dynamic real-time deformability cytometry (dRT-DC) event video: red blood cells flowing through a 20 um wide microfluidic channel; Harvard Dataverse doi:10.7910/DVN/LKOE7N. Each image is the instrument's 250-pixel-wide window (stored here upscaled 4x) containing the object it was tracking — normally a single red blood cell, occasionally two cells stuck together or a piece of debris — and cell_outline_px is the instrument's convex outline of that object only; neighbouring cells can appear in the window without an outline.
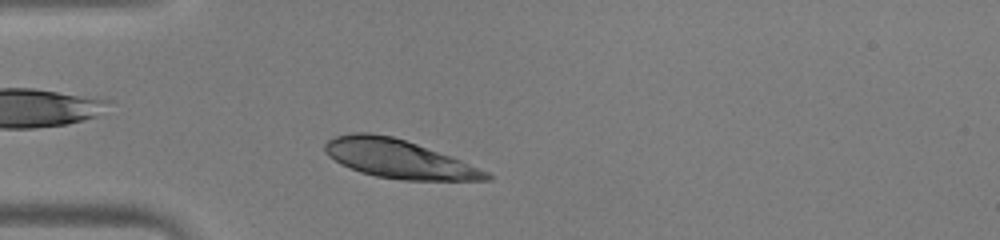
{"species": "human", "species_latin": "Homo sapiens", "temperature_condition": "warm", "stored_images_in_passage": 35, "camera_frame_rate_fps": 3000, "um_per_image_px": 0.085, "donor": {"sex": "male"}, "frame": {"image": 1, "passage_image": 4, "time_ms": 1.0, "image_size_px": [1000, 240], "cell_outline_px": [[492, 180], [400, 180], [376, 176], [360, 172], [340, 164], [328, 156], [324, 152], [324, 144], [328, 140], [336, 136], [352, 132], [368, 132], [392, 136], [452, 156], [488, 172], [492, 176]], "centroid_in_image_um": [33.85, 13.5], "position_along_channel_um": 51.1, "area_um2": 36.18}}
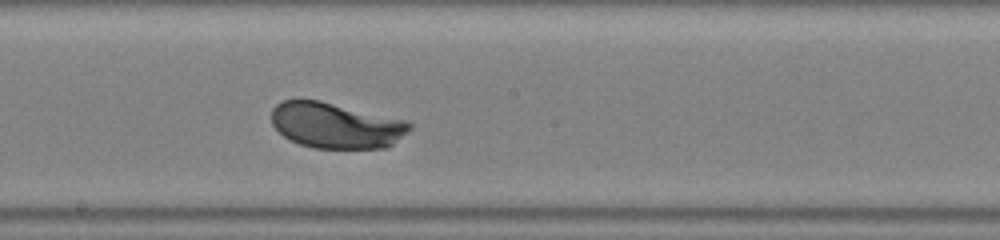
{"frame": {"image": 2, "passage_image": 17, "time_ms": 5.333, "image_size_px": [1000, 240], "cell_outline_px": [[412, 128], [392, 144], [384, 148], [312, 148], [300, 144], [284, 136], [272, 124], [272, 108], [280, 100], [320, 100], [408, 120], [412, 124]], "centroid_in_image_um": [28.56, 10.65], "position_along_channel_um": 219.6, "area_um2": 36.82}}
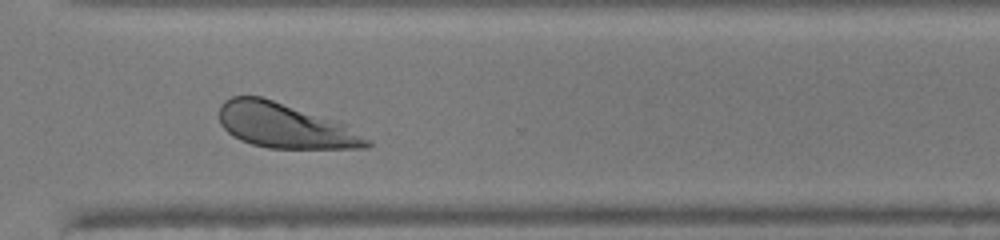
{"frame": {"image": 3, "passage_image": 26, "time_ms": 8.333, "image_size_px": [1000, 240], "cell_outline_px": [[372, 144], [368, 148], [268, 148], [252, 144], [240, 140], [232, 136], [220, 124], [220, 104], [224, 100], [232, 96], [260, 96], [344, 124], [372, 140]], "centroid_in_image_um": [24.2, 10.7], "position_along_channel_um": 346.4, "area_um2": 38.09}, "authors_computed_cell_mechanics": {"area_um2": 37.3966, "velocity_mm_per_s": 4.2164, "shape_relaxation_time_tau1_ms": 1.3133, "shape_relaxation_time_tau2_ms": null, "deformation_change_tau1": 0.1384, "deformation_change_tau2": null}}